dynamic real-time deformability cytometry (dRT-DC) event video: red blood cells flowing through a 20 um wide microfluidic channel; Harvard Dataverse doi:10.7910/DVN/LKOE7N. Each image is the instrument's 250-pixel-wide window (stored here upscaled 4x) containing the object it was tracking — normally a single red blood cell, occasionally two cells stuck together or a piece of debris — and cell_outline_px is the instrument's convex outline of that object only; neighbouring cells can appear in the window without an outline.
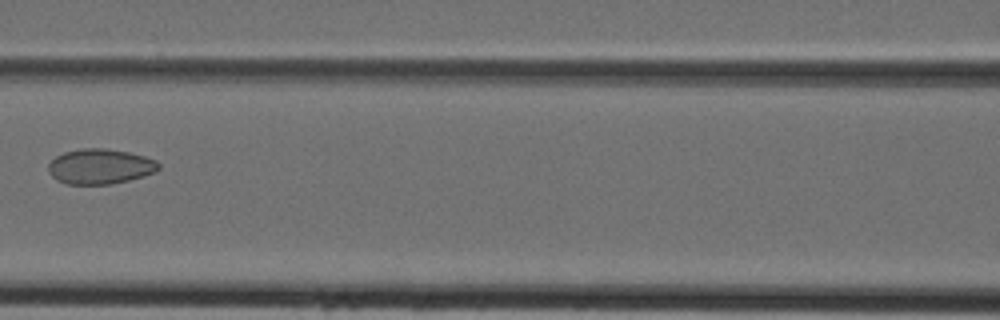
{"species": "Egyptian fruit bat (a non-hibernating species)", "species_latin": "Rousettus aegyptiacus", "temperature_condition": "cold", "stored_images_in_passage": 4, "camera_frame_rate_fps": 3000, "um_per_image_px": 0.085, "animal": {"sex": "female"}, "frame": {"image": 1, "passage_image": 4, "time_ms": 1.0, "image_size_px": [1000, 320], "cell_outline_px": [[160, 168], [156, 172], [144, 176], [112, 184], [64, 184], [56, 180], [48, 172], [48, 164], [56, 156], [64, 152], [80, 148], [104, 148], [128, 152], [144, 156], [156, 160], [160, 164]], "centroid_in_image_um": [8.5, 14.15], "position_along_channel_um": 158.1, "area_um2": 22.77}}